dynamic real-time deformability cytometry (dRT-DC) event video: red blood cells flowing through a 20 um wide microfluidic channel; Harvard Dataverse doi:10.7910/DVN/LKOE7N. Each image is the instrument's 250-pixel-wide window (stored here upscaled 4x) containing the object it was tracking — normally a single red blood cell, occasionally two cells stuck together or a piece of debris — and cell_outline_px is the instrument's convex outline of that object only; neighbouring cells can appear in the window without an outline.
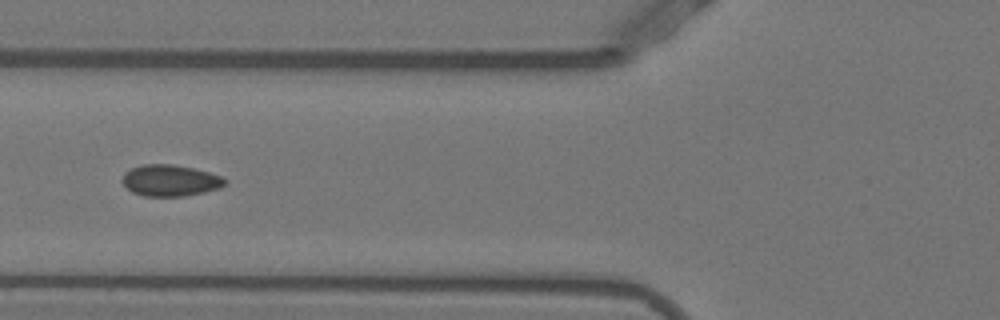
{"species": "Egyptian fruit bat (a non-hibernating species)", "species_latin": "Rousettus aegyptiacus", "temperature_condition": "warm", "stored_images_in_passage": 20, "camera_frame_rate_fps": 3000, "um_per_image_px": 0.085, "animal": {"sex": "female"}, "frame": {"image": 1, "passage_image": 12, "time_ms": 3.667, "image_size_px": [1000, 320], "cell_outline_px": [[228, 180], [220, 188], [204, 192], [184, 196], [144, 196], [132, 192], [120, 180], [124, 172], [140, 164], [172, 164], [192, 168], [208, 172], [220, 176]], "centroid_in_image_um": [14.44, 15.34], "position_along_channel_um": 111.4, "area_um2": 18.79}}
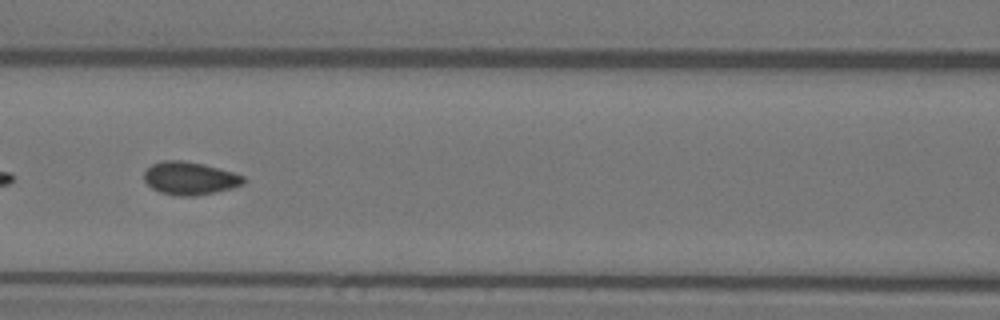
{"frame": {"image": 2, "passage_image": 15, "time_ms": 4.667, "image_size_px": [1000, 320], "cell_outline_px": [[244, 184], [196, 196], [180, 196], [160, 192], [152, 188], [144, 180], [144, 172], [152, 164], [164, 160], [180, 160], [204, 164], [232, 172], [244, 176]], "centroid_in_image_um": [16.1, 15.14], "position_along_channel_um": 150.5, "area_um2": 18.79}}